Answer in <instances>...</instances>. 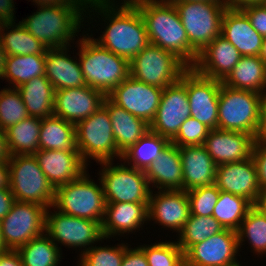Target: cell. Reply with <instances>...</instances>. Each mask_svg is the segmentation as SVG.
Listing matches in <instances>:
<instances>
[{
    "label": "cell",
    "instance_id": "cell-45",
    "mask_svg": "<svg viewBox=\"0 0 266 266\" xmlns=\"http://www.w3.org/2000/svg\"><path fill=\"white\" fill-rule=\"evenodd\" d=\"M210 130L205 124L190 116L181 124L177 135L170 143L178 147L203 145Z\"/></svg>",
    "mask_w": 266,
    "mask_h": 266
},
{
    "label": "cell",
    "instance_id": "cell-16",
    "mask_svg": "<svg viewBox=\"0 0 266 266\" xmlns=\"http://www.w3.org/2000/svg\"><path fill=\"white\" fill-rule=\"evenodd\" d=\"M162 91L163 89L136 80L130 75L108 97L150 125L156 116Z\"/></svg>",
    "mask_w": 266,
    "mask_h": 266
},
{
    "label": "cell",
    "instance_id": "cell-62",
    "mask_svg": "<svg viewBox=\"0 0 266 266\" xmlns=\"http://www.w3.org/2000/svg\"><path fill=\"white\" fill-rule=\"evenodd\" d=\"M7 251L3 238H2V233H1V226H0V253Z\"/></svg>",
    "mask_w": 266,
    "mask_h": 266
},
{
    "label": "cell",
    "instance_id": "cell-49",
    "mask_svg": "<svg viewBox=\"0 0 266 266\" xmlns=\"http://www.w3.org/2000/svg\"><path fill=\"white\" fill-rule=\"evenodd\" d=\"M15 201L10 188H0V221L10 212Z\"/></svg>",
    "mask_w": 266,
    "mask_h": 266
},
{
    "label": "cell",
    "instance_id": "cell-24",
    "mask_svg": "<svg viewBox=\"0 0 266 266\" xmlns=\"http://www.w3.org/2000/svg\"><path fill=\"white\" fill-rule=\"evenodd\" d=\"M221 36L228 40L241 56H259L263 37L252 27L240 8H226L221 22Z\"/></svg>",
    "mask_w": 266,
    "mask_h": 266
},
{
    "label": "cell",
    "instance_id": "cell-38",
    "mask_svg": "<svg viewBox=\"0 0 266 266\" xmlns=\"http://www.w3.org/2000/svg\"><path fill=\"white\" fill-rule=\"evenodd\" d=\"M253 205L241 196L220 190L212 216L224 227L238 231L248 210Z\"/></svg>",
    "mask_w": 266,
    "mask_h": 266
},
{
    "label": "cell",
    "instance_id": "cell-43",
    "mask_svg": "<svg viewBox=\"0 0 266 266\" xmlns=\"http://www.w3.org/2000/svg\"><path fill=\"white\" fill-rule=\"evenodd\" d=\"M124 256V244L110 247L92 246L80 254L78 266H121Z\"/></svg>",
    "mask_w": 266,
    "mask_h": 266
},
{
    "label": "cell",
    "instance_id": "cell-22",
    "mask_svg": "<svg viewBox=\"0 0 266 266\" xmlns=\"http://www.w3.org/2000/svg\"><path fill=\"white\" fill-rule=\"evenodd\" d=\"M34 156L54 188L79 178L88 166L78 151L39 149Z\"/></svg>",
    "mask_w": 266,
    "mask_h": 266
},
{
    "label": "cell",
    "instance_id": "cell-23",
    "mask_svg": "<svg viewBox=\"0 0 266 266\" xmlns=\"http://www.w3.org/2000/svg\"><path fill=\"white\" fill-rule=\"evenodd\" d=\"M240 58V52L220 35L200 52L193 68L202 76L223 81Z\"/></svg>",
    "mask_w": 266,
    "mask_h": 266
},
{
    "label": "cell",
    "instance_id": "cell-50",
    "mask_svg": "<svg viewBox=\"0 0 266 266\" xmlns=\"http://www.w3.org/2000/svg\"><path fill=\"white\" fill-rule=\"evenodd\" d=\"M14 1L0 0V20L2 23H15L14 20Z\"/></svg>",
    "mask_w": 266,
    "mask_h": 266
},
{
    "label": "cell",
    "instance_id": "cell-61",
    "mask_svg": "<svg viewBox=\"0 0 266 266\" xmlns=\"http://www.w3.org/2000/svg\"><path fill=\"white\" fill-rule=\"evenodd\" d=\"M171 2H196V1H208V2H217L223 3V0H170Z\"/></svg>",
    "mask_w": 266,
    "mask_h": 266
},
{
    "label": "cell",
    "instance_id": "cell-1",
    "mask_svg": "<svg viewBox=\"0 0 266 266\" xmlns=\"http://www.w3.org/2000/svg\"><path fill=\"white\" fill-rule=\"evenodd\" d=\"M122 4V5H121ZM91 3L86 5L89 12L104 17L107 26L99 38L95 39L100 46L125 58L129 62L148 44L146 26L142 15L134 4ZM119 6V7H118ZM90 7V9H88ZM93 9V10H92ZM97 12V13H96Z\"/></svg>",
    "mask_w": 266,
    "mask_h": 266
},
{
    "label": "cell",
    "instance_id": "cell-39",
    "mask_svg": "<svg viewBox=\"0 0 266 266\" xmlns=\"http://www.w3.org/2000/svg\"><path fill=\"white\" fill-rule=\"evenodd\" d=\"M223 230L224 227L213 216L190 215L178 234L177 244L185 254L193 245Z\"/></svg>",
    "mask_w": 266,
    "mask_h": 266
},
{
    "label": "cell",
    "instance_id": "cell-56",
    "mask_svg": "<svg viewBox=\"0 0 266 266\" xmlns=\"http://www.w3.org/2000/svg\"><path fill=\"white\" fill-rule=\"evenodd\" d=\"M10 158L7 148L5 131L0 128V161H8Z\"/></svg>",
    "mask_w": 266,
    "mask_h": 266
},
{
    "label": "cell",
    "instance_id": "cell-52",
    "mask_svg": "<svg viewBox=\"0 0 266 266\" xmlns=\"http://www.w3.org/2000/svg\"><path fill=\"white\" fill-rule=\"evenodd\" d=\"M257 139L266 140V92L261 94L260 119L257 131Z\"/></svg>",
    "mask_w": 266,
    "mask_h": 266
},
{
    "label": "cell",
    "instance_id": "cell-7",
    "mask_svg": "<svg viewBox=\"0 0 266 266\" xmlns=\"http://www.w3.org/2000/svg\"><path fill=\"white\" fill-rule=\"evenodd\" d=\"M9 188L16 201L37 203L47 209L52 207L55 188L41 170L37 158L32 155H11Z\"/></svg>",
    "mask_w": 266,
    "mask_h": 266
},
{
    "label": "cell",
    "instance_id": "cell-53",
    "mask_svg": "<svg viewBox=\"0 0 266 266\" xmlns=\"http://www.w3.org/2000/svg\"><path fill=\"white\" fill-rule=\"evenodd\" d=\"M9 181L8 161H0V188H9Z\"/></svg>",
    "mask_w": 266,
    "mask_h": 266
},
{
    "label": "cell",
    "instance_id": "cell-31",
    "mask_svg": "<svg viewBox=\"0 0 266 266\" xmlns=\"http://www.w3.org/2000/svg\"><path fill=\"white\" fill-rule=\"evenodd\" d=\"M17 90L29 116L43 119L53 115L55 90L46 76L32 78Z\"/></svg>",
    "mask_w": 266,
    "mask_h": 266
},
{
    "label": "cell",
    "instance_id": "cell-40",
    "mask_svg": "<svg viewBox=\"0 0 266 266\" xmlns=\"http://www.w3.org/2000/svg\"><path fill=\"white\" fill-rule=\"evenodd\" d=\"M237 234L239 249L247 238L251 250L257 255L266 254V215L255 205L248 210Z\"/></svg>",
    "mask_w": 266,
    "mask_h": 266
},
{
    "label": "cell",
    "instance_id": "cell-63",
    "mask_svg": "<svg viewBox=\"0 0 266 266\" xmlns=\"http://www.w3.org/2000/svg\"><path fill=\"white\" fill-rule=\"evenodd\" d=\"M177 266H188L185 258Z\"/></svg>",
    "mask_w": 266,
    "mask_h": 266
},
{
    "label": "cell",
    "instance_id": "cell-4",
    "mask_svg": "<svg viewBox=\"0 0 266 266\" xmlns=\"http://www.w3.org/2000/svg\"><path fill=\"white\" fill-rule=\"evenodd\" d=\"M82 36L77 55L85 83L108 96L130 76V62L100 46L92 34Z\"/></svg>",
    "mask_w": 266,
    "mask_h": 266
},
{
    "label": "cell",
    "instance_id": "cell-32",
    "mask_svg": "<svg viewBox=\"0 0 266 266\" xmlns=\"http://www.w3.org/2000/svg\"><path fill=\"white\" fill-rule=\"evenodd\" d=\"M39 149L78 151L75 124L54 115L43 118L40 127Z\"/></svg>",
    "mask_w": 266,
    "mask_h": 266
},
{
    "label": "cell",
    "instance_id": "cell-5",
    "mask_svg": "<svg viewBox=\"0 0 266 266\" xmlns=\"http://www.w3.org/2000/svg\"><path fill=\"white\" fill-rule=\"evenodd\" d=\"M85 171L79 178L55 188L52 208L65 215L98 221L102 224L106 200L99 185Z\"/></svg>",
    "mask_w": 266,
    "mask_h": 266
},
{
    "label": "cell",
    "instance_id": "cell-3",
    "mask_svg": "<svg viewBox=\"0 0 266 266\" xmlns=\"http://www.w3.org/2000/svg\"><path fill=\"white\" fill-rule=\"evenodd\" d=\"M37 7L39 9L36 12L19 22L48 49L68 47L74 40L73 37L77 36L76 33L80 32L84 17L92 16L84 15L86 4H52Z\"/></svg>",
    "mask_w": 266,
    "mask_h": 266
},
{
    "label": "cell",
    "instance_id": "cell-44",
    "mask_svg": "<svg viewBox=\"0 0 266 266\" xmlns=\"http://www.w3.org/2000/svg\"><path fill=\"white\" fill-rule=\"evenodd\" d=\"M219 194L216 184L188 190L190 215L212 216Z\"/></svg>",
    "mask_w": 266,
    "mask_h": 266
},
{
    "label": "cell",
    "instance_id": "cell-14",
    "mask_svg": "<svg viewBox=\"0 0 266 266\" xmlns=\"http://www.w3.org/2000/svg\"><path fill=\"white\" fill-rule=\"evenodd\" d=\"M190 115L185 71L179 81L163 89L156 116L150 124V131L171 141Z\"/></svg>",
    "mask_w": 266,
    "mask_h": 266
},
{
    "label": "cell",
    "instance_id": "cell-29",
    "mask_svg": "<svg viewBox=\"0 0 266 266\" xmlns=\"http://www.w3.org/2000/svg\"><path fill=\"white\" fill-rule=\"evenodd\" d=\"M149 184L158 190H183V168L179 147L169 143L146 170Z\"/></svg>",
    "mask_w": 266,
    "mask_h": 266
},
{
    "label": "cell",
    "instance_id": "cell-59",
    "mask_svg": "<svg viewBox=\"0 0 266 266\" xmlns=\"http://www.w3.org/2000/svg\"><path fill=\"white\" fill-rule=\"evenodd\" d=\"M124 2L123 3H126V4H133L137 1H140V0H123ZM86 2V5L88 4H91V3H114L115 0H85Z\"/></svg>",
    "mask_w": 266,
    "mask_h": 266
},
{
    "label": "cell",
    "instance_id": "cell-28",
    "mask_svg": "<svg viewBox=\"0 0 266 266\" xmlns=\"http://www.w3.org/2000/svg\"><path fill=\"white\" fill-rule=\"evenodd\" d=\"M112 124L117 149L123 155L150 131V125L115 104L108 96L103 101Z\"/></svg>",
    "mask_w": 266,
    "mask_h": 266
},
{
    "label": "cell",
    "instance_id": "cell-42",
    "mask_svg": "<svg viewBox=\"0 0 266 266\" xmlns=\"http://www.w3.org/2000/svg\"><path fill=\"white\" fill-rule=\"evenodd\" d=\"M139 248L145 253L149 266H177L184 259V252L177 242L166 240Z\"/></svg>",
    "mask_w": 266,
    "mask_h": 266
},
{
    "label": "cell",
    "instance_id": "cell-13",
    "mask_svg": "<svg viewBox=\"0 0 266 266\" xmlns=\"http://www.w3.org/2000/svg\"><path fill=\"white\" fill-rule=\"evenodd\" d=\"M46 211L45 233L57 245L83 247L84 253L92 244L105 240L102 225L98 221L65 215L61 212ZM90 245V246H89ZM87 246H89L87 248Z\"/></svg>",
    "mask_w": 266,
    "mask_h": 266
},
{
    "label": "cell",
    "instance_id": "cell-35",
    "mask_svg": "<svg viewBox=\"0 0 266 266\" xmlns=\"http://www.w3.org/2000/svg\"><path fill=\"white\" fill-rule=\"evenodd\" d=\"M0 39L6 56L46 54L48 50L47 46L34 38L20 22L16 25L15 23H3Z\"/></svg>",
    "mask_w": 266,
    "mask_h": 266
},
{
    "label": "cell",
    "instance_id": "cell-15",
    "mask_svg": "<svg viewBox=\"0 0 266 266\" xmlns=\"http://www.w3.org/2000/svg\"><path fill=\"white\" fill-rule=\"evenodd\" d=\"M222 81L200 75L193 67L186 70V91L191 117L211 130L218 128V102Z\"/></svg>",
    "mask_w": 266,
    "mask_h": 266
},
{
    "label": "cell",
    "instance_id": "cell-20",
    "mask_svg": "<svg viewBox=\"0 0 266 266\" xmlns=\"http://www.w3.org/2000/svg\"><path fill=\"white\" fill-rule=\"evenodd\" d=\"M150 194L148 221L180 232L190 216V203L185 190H158Z\"/></svg>",
    "mask_w": 266,
    "mask_h": 266
},
{
    "label": "cell",
    "instance_id": "cell-33",
    "mask_svg": "<svg viewBox=\"0 0 266 266\" xmlns=\"http://www.w3.org/2000/svg\"><path fill=\"white\" fill-rule=\"evenodd\" d=\"M41 118L28 116L5 130L9 155H32L39 150Z\"/></svg>",
    "mask_w": 266,
    "mask_h": 266
},
{
    "label": "cell",
    "instance_id": "cell-47",
    "mask_svg": "<svg viewBox=\"0 0 266 266\" xmlns=\"http://www.w3.org/2000/svg\"><path fill=\"white\" fill-rule=\"evenodd\" d=\"M249 18L252 27L266 36V3L248 4L240 8Z\"/></svg>",
    "mask_w": 266,
    "mask_h": 266
},
{
    "label": "cell",
    "instance_id": "cell-19",
    "mask_svg": "<svg viewBox=\"0 0 266 266\" xmlns=\"http://www.w3.org/2000/svg\"><path fill=\"white\" fill-rule=\"evenodd\" d=\"M105 97L89 86L56 90L53 115L76 125L97 111Z\"/></svg>",
    "mask_w": 266,
    "mask_h": 266
},
{
    "label": "cell",
    "instance_id": "cell-57",
    "mask_svg": "<svg viewBox=\"0 0 266 266\" xmlns=\"http://www.w3.org/2000/svg\"><path fill=\"white\" fill-rule=\"evenodd\" d=\"M255 206L259 208L266 215V190L261 191Z\"/></svg>",
    "mask_w": 266,
    "mask_h": 266
},
{
    "label": "cell",
    "instance_id": "cell-25",
    "mask_svg": "<svg viewBox=\"0 0 266 266\" xmlns=\"http://www.w3.org/2000/svg\"><path fill=\"white\" fill-rule=\"evenodd\" d=\"M183 168V190L215 184L216 167L203 145L179 147Z\"/></svg>",
    "mask_w": 266,
    "mask_h": 266
},
{
    "label": "cell",
    "instance_id": "cell-17",
    "mask_svg": "<svg viewBox=\"0 0 266 266\" xmlns=\"http://www.w3.org/2000/svg\"><path fill=\"white\" fill-rule=\"evenodd\" d=\"M238 249L237 232L224 229L193 245L184 258L188 266H233L239 263Z\"/></svg>",
    "mask_w": 266,
    "mask_h": 266
},
{
    "label": "cell",
    "instance_id": "cell-8",
    "mask_svg": "<svg viewBox=\"0 0 266 266\" xmlns=\"http://www.w3.org/2000/svg\"><path fill=\"white\" fill-rule=\"evenodd\" d=\"M76 148L82 160L96 162L113 161L114 157L122 159L113 136L112 124L107 109L102 105L87 119L75 125Z\"/></svg>",
    "mask_w": 266,
    "mask_h": 266
},
{
    "label": "cell",
    "instance_id": "cell-64",
    "mask_svg": "<svg viewBox=\"0 0 266 266\" xmlns=\"http://www.w3.org/2000/svg\"><path fill=\"white\" fill-rule=\"evenodd\" d=\"M2 25H3V23H2V21L0 20V30H1Z\"/></svg>",
    "mask_w": 266,
    "mask_h": 266
},
{
    "label": "cell",
    "instance_id": "cell-58",
    "mask_svg": "<svg viewBox=\"0 0 266 266\" xmlns=\"http://www.w3.org/2000/svg\"><path fill=\"white\" fill-rule=\"evenodd\" d=\"M5 59H6V53L2 46V42L0 39V78L3 76L4 67H5Z\"/></svg>",
    "mask_w": 266,
    "mask_h": 266
},
{
    "label": "cell",
    "instance_id": "cell-26",
    "mask_svg": "<svg viewBox=\"0 0 266 266\" xmlns=\"http://www.w3.org/2000/svg\"><path fill=\"white\" fill-rule=\"evenodd\" d=\"M149 203H107L105 215L102 221V233L104 238L140 231L145 221H148Z\"/></svg>",
    "mask_w": 266,
    "mask_h": 266
},
{
    "label": "cell",
    "instance_id": "cell-9",
    "mask_svg": "<svg viewBox=\"0 0 266 266\" xmlns=\"http://www.w3.org/2000/svg\"><path fill=\"white\" fill-rule=\"evenodd\" d=\"M113 161L99 162V172L106 203H149L151 186L145 170L129 165H113Z\"/></svg>",
    "mask_w": 266,
    "mask_h": 266
},
{
    "label": "cell",
    "instance_id": "cell-21",
    "mask_svg": "<svg viewBox=\"0 0 266 266\" xmlns=\"http://www.w3.org/2000/svg\"><path fill=\"white\" fill-rule=\"evenodd\" d=\"M254 142L248 133L216 128L209 131L203 146L218 166L249 159Z\"/></svg>",
    "mask_w": 266,
    "mask_h": 266
},
{
    "label": "cell",
    "instance_id": "cell-41",
    "mask_svg": "<svg viewBox=\"0 0 266 266\" xmlns=\"http://www.w3.org/2000/svg\"><path fill=\"white\" fill-rule=\"evenodd\" d=\"M28 116L26 106L17 88L1 89L0 128L5 131Z\"/></svg>",
    "mask_w": 266,
    "mask_h": 266
},
{
    "label": "cell",
    "instance_id": "cell-51",
    "mask_svg": "<svg viewBox=\"0 0 266 266\" xmlns=\"http://www.w3.org/2000/svg\"><path fill=\"white\" fill-rule=\"evenodd\" d=\"M0 266H23L17 250H7L0 253Z\"/></svg>",
    "mask_w": 266,
    "mask_h": 266
},
{
    "label": "cell",
    "instance_id": "cell-37",
    "mask_svg": "<svg viewBox=\"0 0 266 266\" xmlns=\"http://www.w3.org/2000/svg\"><path fill=\"white\" fill-rule=\"evenodd\" d=\"M23 266H58L61 259V248L47 235L31 239L17 249Z\"/></svg>",
    "mask_w": 266,
    "mask_h": 266
},
{
    "label": "cell",
    "instance_id": "cell-55",
    "mask_svg": "<svg viewBox=\"0 0 266 266\" xmlns=\"http://www.w3.org/2000/svg\"><path fill=\"white\" fill-rule=\"evenodd\" d=\"M39 5H52V4H86L85 0H33Z\"/></svg>",
    "mask_w": 266,
    "mask_h": 266
},
{
    "label": "cell",
    "instance_id": "cell-30",
    "mask_svg": "<svg viewBox=\"0 0 266 266\" xmlns=\"http://www.w3.org/2000/svg\"><path fill=\"white\" fill-rule=\"evenodd\" d=\"M222 84L262 94L266 91V64L260 56H241Z\"/></svg>",
    "mask_w": 266,
    "mask_h": 266
},
{
    "label": "cell",
    "instance_id": "cell-12",
    "mask_svg": "<svg viewBox=\"0 0 266 266\" xmlns=\"http://www.w3.org/2000/svg\"><path fill=\"white\" fill-rule=\"evenodd\" d=\"M47 208L37 203L15 201L10 212L0 221L7 250H17L45 233Z\"/></svg>",
    "mask_w": 266,
    "mask_h": 266
},
{
    "label": "cell",
    "instance_id": "cell-48",
    "mask_svg": "<svg viewBox=\"0 0 266 266\" xmlns=\"http://www.w3.org/2000/svg\"><path fill=\"white\" fill-rule=\"evenodd\" d=\"M124 243V256L121 266H149L145 253L139 248H128Z\"/></svg>",
    "mask_w": 266,
    "mask_h": 266
},
{
    "label": "cell",
    "instance_id": "cell-11",
    "mask_svg": "<svg viewBox=\"0 0 266 266\" xmlns=\"http://www.w3.org/2000/svg\"><path fill=\"white\" fill-rule=\"evenodd\" d=\"M188 68L175 54L151 43L130 61L133 78L161 89L179 81Z\"/></svg>",
    "mask_w": 266,
    "mask_h": 266
},
{
    "label": "cell",
    "instance_id": "cell-36",
    "mask_svg": "<svg viewBox=\"0 0 266 266\" xmlns=\"http://www.w3.org/2000/svg\"><path fill=\"white\" fill-rule=\"evenodd\" d=\"M169 143L167 138L149 131L122 155L121 162L125 161L131 167L146 170Z\"/></svg>",
    "mask_w": 266,
    "mask_h": 266
},
{
    "label": "cell",
    "instance_id": "cell-6",
    "mask_svg": "<svg viewBox=\"0 0 266 266\" xmlns=\"http://www.w3.org/2000/svg\"><path fill=\"white\" fill-rule=\"evenodd\" d=\"M261 94L221 84L218 129L244 132L257 139Z\"/></svg>",
    "mask_w": 266,
    "mask_h": 266
},
{
    "label": "cell",
    "instance_id": "cell-54",
    "mask_svg": "<svg viewBox=\"0 0 266 266\" xmlns=\"http://www.w3.org/2000/svg\"><path fill=\"white\" fill-rule=\"evenodd\" d=\"M266 3V0H223L227 8H241L248 4Z\"/></svg>",
    "mask_w": 266,
    "mask_h": 266
},
{
    "label": "cell",
    "instance_id": "cell-18",
    "mask_svg": "<svg viewBox=\"0 0 266 266\" xmlns=\"http://www.w3.org/2000/svg\"><path fill=\"white\" fill-rule=\"evenodd\" d=\"M215 184L219 190L246 198L252 205L257 203L262 191L252 157L240 162L218 165Z\"/></svg>",
    "mask_w": 266,
    "mask_h": 266
},
{
    "label": "cell",
    "instance_id": "cell-2",
    "mask_svg": "<svg viewBox=\"0 0 266 266\" xmlns=\"http://www.w3.org/2000/svg\"><path fill=\"white\" fill-rule=\"evenodd\" d=\"M144 20L148 41L175 54L193 67L198 53L190 46L179 13L170 0H140L133 3Z\"/></svg>",
    "mask_w": 266,
    "mask_h": 266
},
{
    "label": "cell",
    "instance_id": "cell-27",
    "mask_svg": "<svg viewBox=\"0 0 266 266\" xmlns=\"http://www.w3.org/2000/svg\"><path fill=\"white\" fill-rule=\"evenodd\" d=\"M69 48L48 49L45 54V76L54 90L87 86L79 61L67 54Z\"/></svg>",
    "mask_w": 266,
    "mask_h": 266
},
{
    "label": "cell",
    "instance_id": "cell-60",
    "mask_svg": "<svg viewBox=\"0 0 266 266\" xmlns=\"http://www.w3.org/2000/svg\"><path fill=\"white\" fill-rule=\"evenodd\" d=\"M259 56L261 60L266 64V36H264L262 39V46Z\"/></svg>",
    "mask_w": 266,
    "mask_h": 266
},
{
    "label": "cell",
    "instance_id": "cell-10",
    "mask_svg": "<svg viewBox=\"0 0 266 266\" xmlns=\"http://www.w3.org/2000/svg\"><path fill=\"white\" fill-rule=\"evenodd\" d=\"M186 31L190 46L198 53L221 35L223 3L196 1L172 2Z\"/></svg>",
    "mask_w": 266,
    "mask_h": 266
},
{
    "label": "cell",
    "instance_id": "cell-34",
    "mask_svg": "<svg viewBox=\"0 0 266 266\" xmlns=\"http://www.w3.org/2000/svg\"><path fill=\"white\" fill-rule=\"evenodd\" d=\"M45 76V54L6 56L1 79L17 88L32 78Z\"/></svg>",
    "mask_w": 266,
    "mask_h": 266
},
{
    "label": "cell",
    "instance_id": "cell-46",
    "mask_svg": "<svg viewBox=\"0 0 266 266\" xmlns=\"http://www.w3.org/2000/svg\"><path fill=\"white\" fill-rule=\"evenodd\" d=\"M251 157L256 166L259 187L266 190V140L255 139Z\"/></svg>",
    "mask_w": 266,
    "mask_h": 266
}]
</instances>
